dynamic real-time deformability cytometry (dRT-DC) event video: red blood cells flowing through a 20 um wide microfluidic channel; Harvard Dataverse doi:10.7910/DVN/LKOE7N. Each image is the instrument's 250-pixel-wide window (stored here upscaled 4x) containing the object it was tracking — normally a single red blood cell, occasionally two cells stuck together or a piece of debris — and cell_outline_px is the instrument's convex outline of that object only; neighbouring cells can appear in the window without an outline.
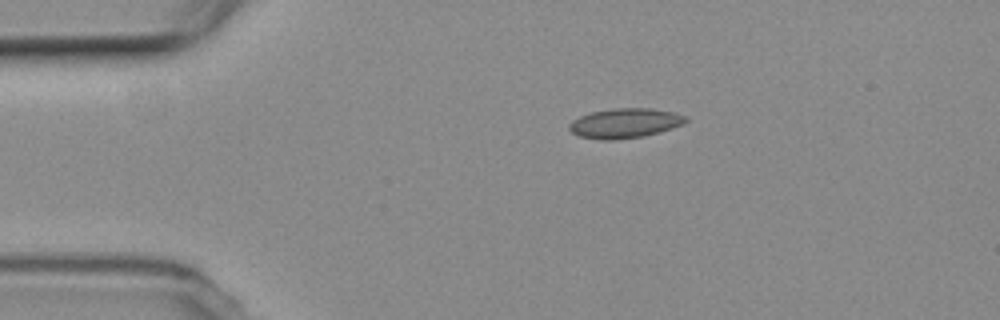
{"species": "common noctule bat (a hibernating species)", "species_latin": "Nyctalus noctula", "temperature_condition": "room temperature", "stored_images_in_passage": 12, "camera_frame_rate_fps": 3000, "um_per_image_px": 0.085, "animal": {"sex": "female", "body_mass_g": 19.3, "forearm_length_mm": 54.1}, "frame": {"image": 1, "passage_image": 1, "time_ms": 0.0, "image_size_px": [1000, 320], "cell_outline_px": [[688, 120], [684, 124], [672, 128], [644, 136], [612, 140], [604, 140], [580, 136], [572, 132], [568, 128], [568, 124], [572, 120], [580, 116], [592, 112], [616, 108], [652, 108], [672, 112], [688, 116]], "centroid_in_image_um": [53.13, 10.46], "position_along_channel_um": 31.9, "area_um2": 20.11}}
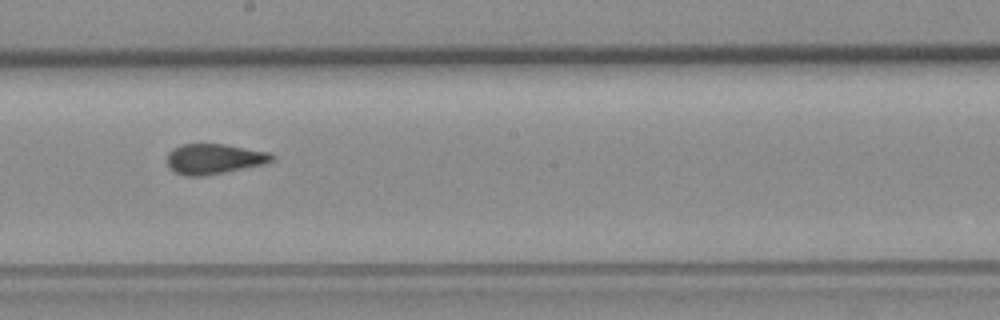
{"frame": {"image": 2, "passage_image": 6, "time_ms": 6.667, "image_size_px": [1000, 320], "cell_outline_px": [[276, 160], [264, 164], [204, 176], [184, 176], [176, 172], [168, 164], [168, 152], [172, 148], [180, 144], [224, 144], [268, 152], [276, 156]], "centroid_in_image_um": [18.22, 13.5], "position_along_channel_um": 230.0, "area_um2": 18.44}}
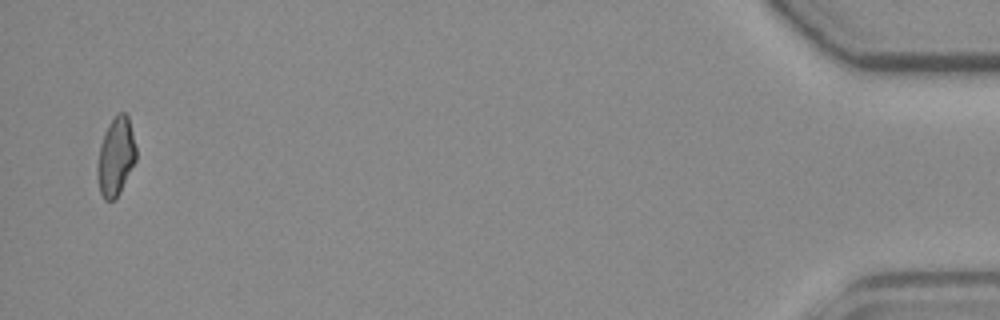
{"frame": {"image": 3, "passage_image": 12, "time_ms": 14.667, "image_size_px": [1000, 320], "cell_outline_px": [[136, 160], [120, 192], [112, 200], [104, 200], [100, 192], [96, 176], [96, 168], [100, 144], [104, 132], [108, 124], [120, 112], [124, 112], [128, 116], [136, 148]], "centroid_in_image_um": [9.82, 13.32], "position_along_channel_um": 425.4, "area_um2": 17.63}, "authors_computed_cell_mechanics": {"area_um2": 18.496, "velocity_mm_per_s": 3.6181, "shape_relaxation_time_tau1_ms": null, "shape_relaxation_time_tau2_ms": 1.8729, "deformation_change_tau1": null, "deformation_change_tau2": 0.0596}}